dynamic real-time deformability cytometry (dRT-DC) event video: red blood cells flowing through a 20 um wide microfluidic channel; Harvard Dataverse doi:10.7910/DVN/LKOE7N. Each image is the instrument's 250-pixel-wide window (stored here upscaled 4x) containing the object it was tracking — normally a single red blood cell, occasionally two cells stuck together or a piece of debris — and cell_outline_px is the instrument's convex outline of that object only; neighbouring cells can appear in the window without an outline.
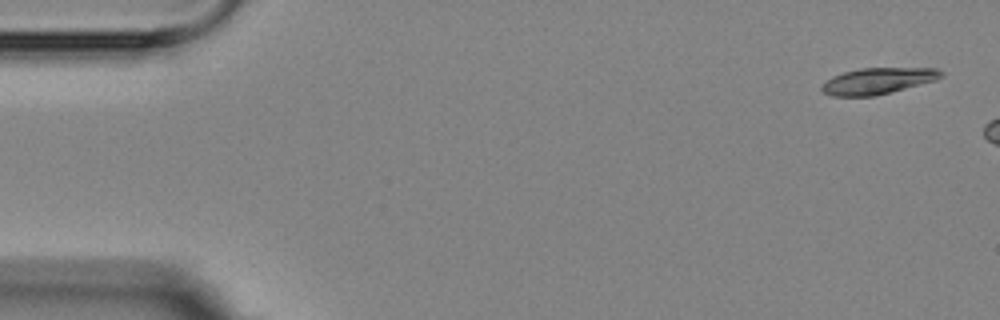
{"species": "Egyptian fruit bat (a non-hibernating species)", "species_latin": "Rousettus aegyptiacus", "temperature_condition": "room temperature", "stored_images_in_passage": 3, "camera_frame_rate_fps": 3000, "um_per_image_px": 0.085, "animal": {"sex": "female"}, "frame": {"image": 1, "passage_image": 1, "time_ms": 0.0, "image_size_px": [1000, 320], "cell_outline_px": [[944, 76], [936, 80], [892, 92], [876, 96], [832, 96], [824, 92], [820, 88], [820, 84], [832, 76], [844, 72], [860, 68], [936, 68], [944, 72]], "centroid_in_image_um": [74.61, 6.88], "position_along_channel_um": 10.4, "area_um2": 18.44}}